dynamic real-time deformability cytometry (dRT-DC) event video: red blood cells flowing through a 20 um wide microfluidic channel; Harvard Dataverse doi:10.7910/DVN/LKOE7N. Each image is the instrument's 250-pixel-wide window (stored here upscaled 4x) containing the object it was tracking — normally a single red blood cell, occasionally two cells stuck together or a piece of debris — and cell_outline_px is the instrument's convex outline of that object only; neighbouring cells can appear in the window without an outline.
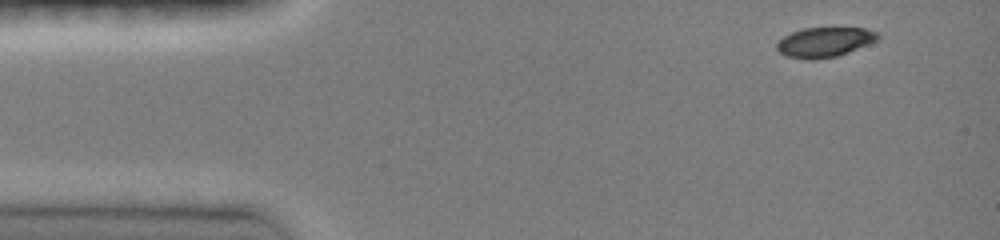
{"species": "common noctule bat (a hibernating species)", "species_latin": "Nyctalus noctula", "temperature_condition": "room temperature", "stored_images_in_passage": 20, "camera_frame_rate_fps": 3000, "um_per_image_px": 0.085, "animal": {"sex": "female", "body_mass_g": 19.0, "forearm_length_mm": 51.5}, "frame": {"image": 1, "passage_image": 1, "time_ms": 0.0, "image_size_px": [1000, 240], "cell_outline_px": [[880, 36], [876, 40], [868, 44], [836, 56], [808, 60], [788, 56], [780, 52], [776, 48], [776, 44], [784, 36], [792, 32], [804, 28], [864, 28], [876, 32]], "centroid_in_image_um": [70.06, 3.57], "position_along_channel_um": 14.9, "area_um2": 17.17}}
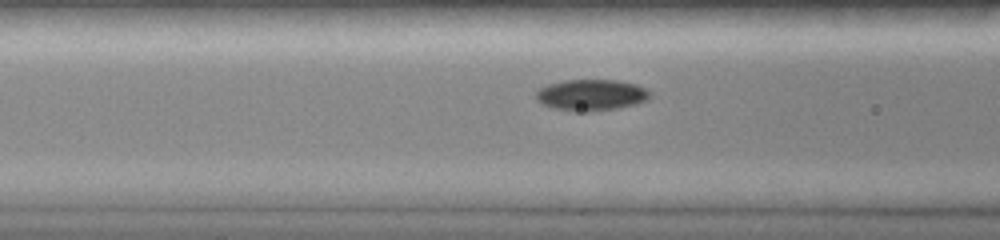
{"frame": {"image": 2, "passage_image": 10, "time_ms": 3.0, "image_size_px": [1000, 240], "cell_outline_px": [[652, 92], [648, 100], [636, 104], [616, 108], [588, 112], [572, 112], [552, 108], [540, 104], [536, 100], [536, 92], [540, 88], [548, 84], [564, 80], [620, 80], [636, 84]], "centroid_in_image_um": [50.24, 8.08], "position_along_channel_um": 116.4, "area_um2": 21.1}}
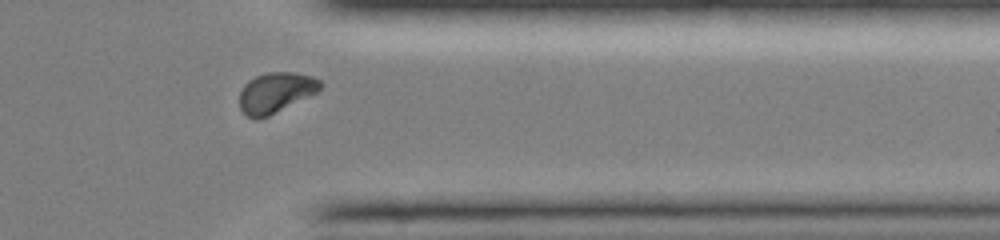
{"frame": {"image": 3, "passage_image": 18, "time_ms": 5.667, "image_size_px": [1000, 240], "cell_outline_px": [[324, 84], [316, 92], [268, 116], [256, 120], [248, 116], [240, 108], [240, 92], [244, 84], [248, 80], [256, 76], [268, 72], [292, 72], [312, 76], [320, 80]], "centroid_in_image_um": [23.42, 7.85], "position_along_channel_um": 388.0, "area_um2": 18.79}}